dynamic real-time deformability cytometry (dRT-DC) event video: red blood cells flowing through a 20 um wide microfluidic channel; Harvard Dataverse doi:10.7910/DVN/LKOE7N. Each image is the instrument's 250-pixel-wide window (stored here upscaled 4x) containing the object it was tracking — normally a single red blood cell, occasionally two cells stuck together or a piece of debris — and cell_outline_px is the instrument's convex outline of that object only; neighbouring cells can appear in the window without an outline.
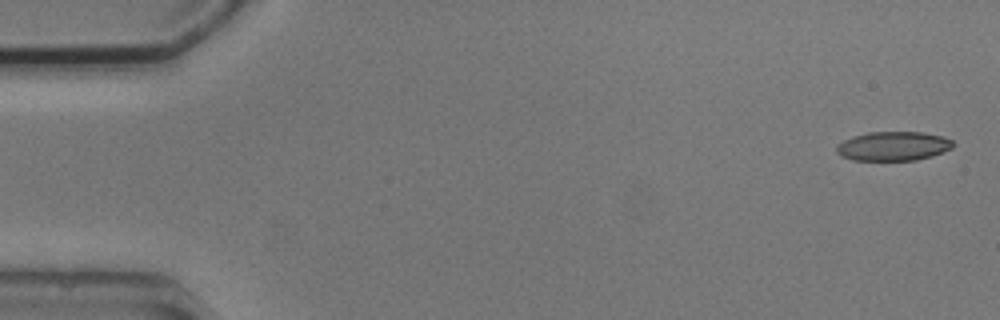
{"species": "common noctule bat (a hibernating species)", "species_latin": "Nyctalus noctula", "temperature_condition": "cold", "stored_images_in_passage": 5, "camera_frame_rate_fps": 3000, "um_per_image_px": 0.085, "animal": {"sex": "male", "body_mass_g": 20.5, "forearm_length_mm": 52.5}, "frame": {"image": 1, "passage_image": 1, "time_ms": 0.0, "image_size_px": [1000, 320], "cell_outline_px": [[956, 144], [952, 148], [932, 156], [916, 160], [852, 160], [840, 156], [836, 152], [836, 148], [844, 140], [852, 136], [868, 132], [920, 132], [944, 136], [952, 140]], "centroid_in_image_um": [75.94, 12.42], "position_along_channel_um": 9.1, "area_um2": 19.88}}
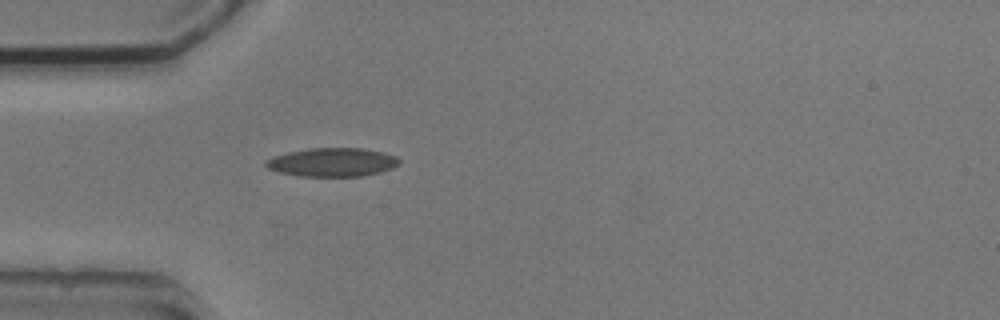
{"frame": {"image": 2, "passage_image": 5, "time_ms": 4.667, "image_size_px": [1000, 320], "cell_outline_px": [[400, 164], [392, 168], [380, 172], [360, 176], [296, 176], [280, 172], [268, 168], [264, 164], [264, 160], [288, 152], [308, 148], [364, 148], [384, 152], [396, 156], [400, 160]], "centroid_in_image_um": [28.26, 13.78], "position_along_channel_um": 56.7, "area_um2": 22.31}}